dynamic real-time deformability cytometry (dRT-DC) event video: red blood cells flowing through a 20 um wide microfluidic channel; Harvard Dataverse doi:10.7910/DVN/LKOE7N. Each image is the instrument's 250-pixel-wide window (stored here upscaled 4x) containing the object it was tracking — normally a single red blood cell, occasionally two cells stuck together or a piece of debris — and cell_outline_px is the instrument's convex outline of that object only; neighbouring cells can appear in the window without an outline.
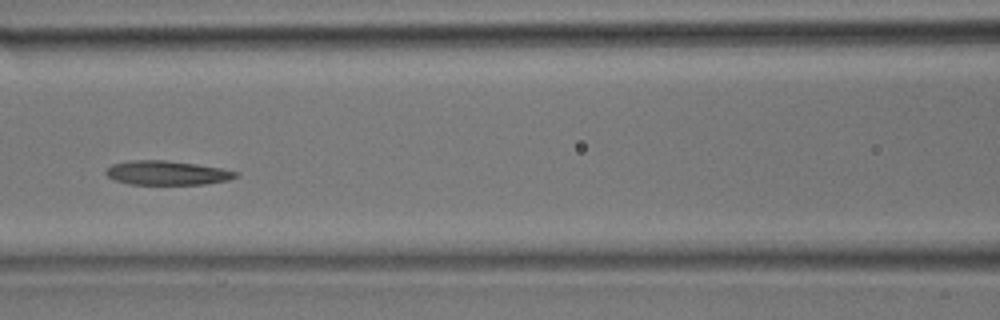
{"species": "common noctule bat (a hibernating species)", "species_latin": "Nyctalus noctula", "temperature_condition": "room temperature", "stored_images_in_passage": 12, "camera_frame_rate_fps": 3000, "um_per_image_px": 0.085, "animal": {"sex": "male", "body_mass_g": 17.9}, "frame": {"image": 1, "passage_image": 10, "time_ms": 3.0, "image_size_px": [1000, 320], "cell_outline_px": [[240, 176], [228, 180], [204, 184], [128, 184], [116, 180], [108, 176], [104, 172], [112, 164], [128, 160], [164, 160], [196, 164], [220, 168], [240, 172]], "centroid_in_image_um": [14.21, 14.69], "position_along_channel_um": 152.4, "area_um2": 18.26}}